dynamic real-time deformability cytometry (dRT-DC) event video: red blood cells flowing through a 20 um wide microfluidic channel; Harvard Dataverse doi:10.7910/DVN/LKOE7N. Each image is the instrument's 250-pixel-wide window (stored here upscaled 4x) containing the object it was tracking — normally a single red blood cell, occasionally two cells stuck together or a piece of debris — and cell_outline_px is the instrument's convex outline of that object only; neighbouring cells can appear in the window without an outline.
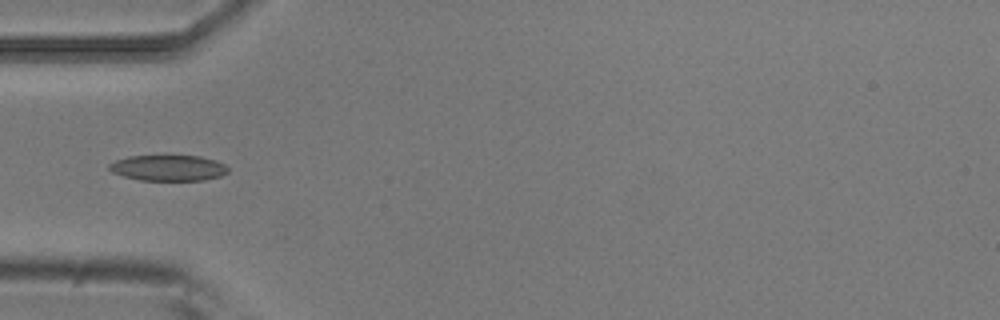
{"species": "common noctule bat (a hibernating species)", "species_latin": "Nyctalus noctula", "temperature_condition": "room temperature", "stored_images_in_passage": 5, "camera_frame_rate_fps": 3000, "um_per_image_px": 0.085, "animal": {"sex": "male", "body_mass_g": 20.5, "forearm_length_mm": 52.5}, "frame": {"image": 1, "passage_image": 5, "time_ms": 1.333, "image_size_px": [1000, 320], "cell_outline_px": [[228, 172], [220, 176], [204, 180], [140, 180], [124, 176], [112, 172], [108, 168], [108, 164], [116, 160], [128, 156], [200, 156], [216, 160], [224, 164], [228, 168]], "centroid_in_image_um": [14.3, 14.27], "position_along_channel_um": 70.7, "area_um2": 17.8}}